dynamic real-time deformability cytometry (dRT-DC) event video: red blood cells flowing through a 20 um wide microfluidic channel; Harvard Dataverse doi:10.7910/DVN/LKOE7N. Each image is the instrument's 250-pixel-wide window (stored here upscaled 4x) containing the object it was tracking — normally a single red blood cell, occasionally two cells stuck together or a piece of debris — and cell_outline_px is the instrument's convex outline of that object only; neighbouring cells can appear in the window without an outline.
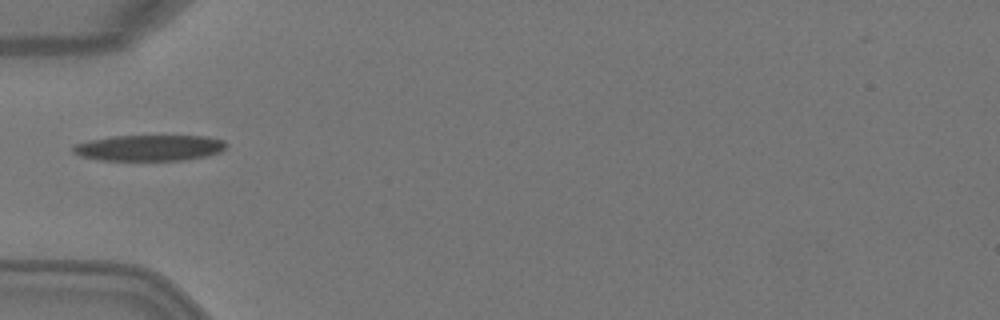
{"species": "Egyptian fruit bat (a non-hibernating species)", "species_latin": "Rousettus aegyptiacus", "temperature_condition": "warm", "stored_images_in_passage": 2, "camera_frame_rate_fps": 3000, "um_per_image_px": 0.085, "animal": {"sex": "female"}, "frame": {"image": 1, "passage_image": 1, "time_ms": 0.0, "image_size_px": [1000, 320], "cell_outline_px": [[228, 144], [220, 152], [208, 156], [184, 160], [100, 160], [80, 156], [72, 152], [72, 148], [76, 144], [88, 140], [112, 136], [208, 136], [224, 140]], "centroid_in_image_um": [12.71, 12.56], "position_along_channel_um": 72.3, "area_um2": 23.29}}